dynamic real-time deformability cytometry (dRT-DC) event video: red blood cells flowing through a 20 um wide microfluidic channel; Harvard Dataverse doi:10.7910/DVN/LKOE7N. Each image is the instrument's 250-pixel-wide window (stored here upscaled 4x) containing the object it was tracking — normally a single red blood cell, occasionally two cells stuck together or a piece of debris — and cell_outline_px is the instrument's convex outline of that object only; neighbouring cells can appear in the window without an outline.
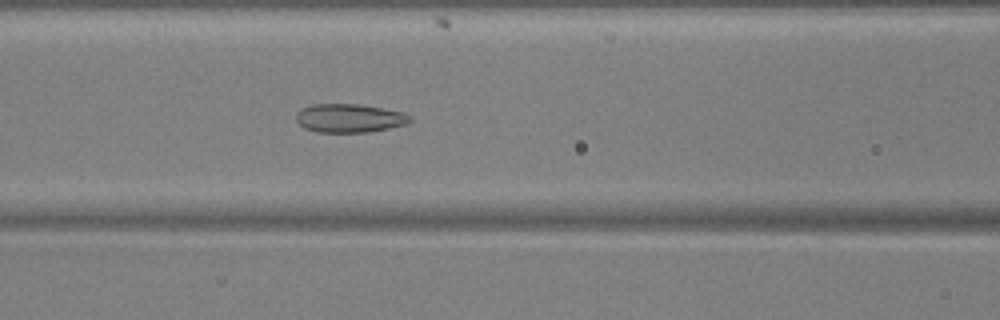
{"species": "common noctule bat (a hibernating species)", "species_latin": "Nyctalus noctula", "temperature_condition": "warm", "stored_images_in_passage": 55, "camera_frame_rate_fps": 3000, "um_per_image_px": 0.085, "animal": {"sex": "male", "body_mass_g": 17.9, "forearm_length_mm": 54.2}, "frame": {"image": 1, "passage_image": 24, "time_ms": 7.667, "image_size_px": [1000, 320], "cell_outline_px": [[412, 120], [408, 124], [368, 132], [316, 132], [304, 128], [296, 120], [296, 112], [300, 108], [312, 104], [360, 104], [384, 108], [404, 112], [412, 116]], "centroid_in_image_um": [29.71, 10.03], "position_along_channel_um": 136.9, "area_um2": 19.25}}
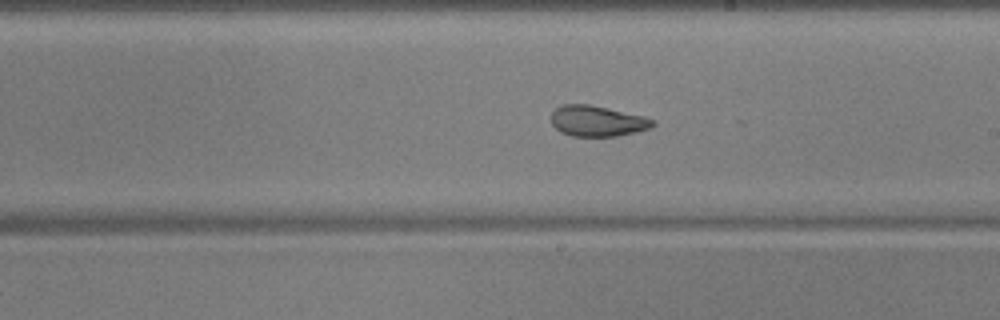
{"frame": {"image": 2, "passage_image": 32, "time_ms": 10.333, "image_size_px": [1000, 320], "cell_outline_px": [[656, 124], [652, 128], [636, 132], [616, 136], [572, 136], [560, 132], [552, 124], [552, 112], [556, 108], [564, 104], [588, 104], [608, 108], [644, 116], [656, 120]], "centroid_in_image_um": [50.81, 10.29], "position_along_channel_um": 238.2, "area_um2": 18.26}}
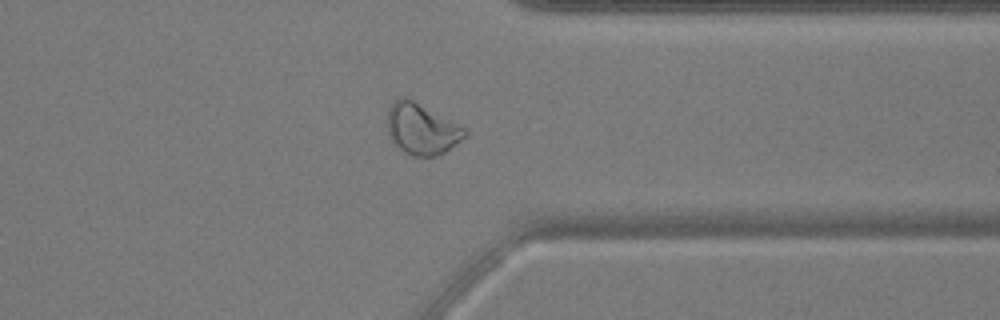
{"frame": {"image": 3, "passage_image": 43, "time_ms": 14.0, "image_size_px": [1000, 320], "cell_outline_px": [[468, 136], [444, 152], [436, 156], [412, 156], [404, 152], [388, 136], [388, 108], [392, 100], [404, 96], [412, 100], [464, 128], [468, 132]], "centroid_in_image_um": [35.82, 10.97], "position_along_channel_um": 375.6, "area_um2": 22.72}, "authors_computed_cell_mechanics": {"area_um2": 22.253, "velocity_mm_per_s": 3.8053, "shape_relaxation_time_tau1_ms": 8.5489, "shape_relaxation_time_tau2_ms": 1.3393, "deformation_change_tau1": 0.1748, "deformation_change_tau2": 0.0555}}